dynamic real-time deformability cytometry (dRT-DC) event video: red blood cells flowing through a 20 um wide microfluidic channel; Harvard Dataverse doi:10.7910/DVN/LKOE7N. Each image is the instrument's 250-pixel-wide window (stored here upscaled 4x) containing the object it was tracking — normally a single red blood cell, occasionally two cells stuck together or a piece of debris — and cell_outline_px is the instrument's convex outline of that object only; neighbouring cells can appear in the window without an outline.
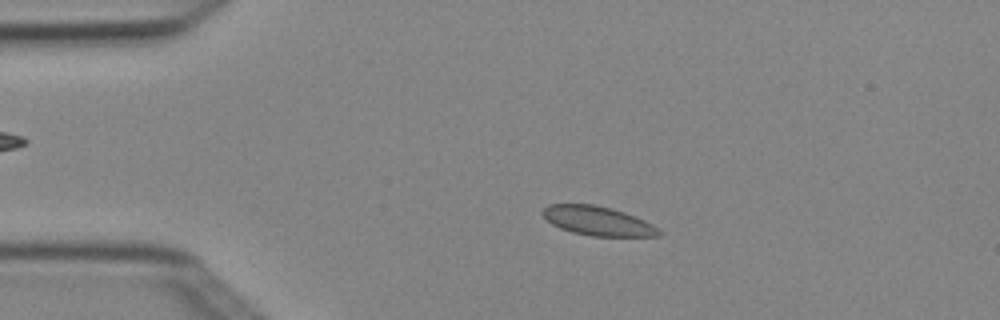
{"species": "Egyptian fruit bat (a non-hibernating species)", "species_latin": "Rousettus aegyptiacus", "temperature_condition": "cold", "stored_images_in_passage": 3, "camera_frame_rate_fps": 3000, "um_per_image_px": 0.085, "animal": {"sex": "female"}, "frame": {"image": 1, "passage_image": 2, "time_ms": 0.333, "image_size_px": [1000, 320], "cell_outline_px": [[664, 232], [660, 236], [592, 236], [572, 232], [560, 228], [552, 224], [540, 212], [548, 204], [592, 204], [612, 208], [624, 212], [644, 220], [652, 224]], "centroid_in_image_um": [50.82, 18.78], "position_along_channel_um": 34.2, "area_um2": 19.77}}